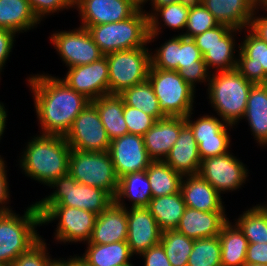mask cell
Instances as JSON below:
<instances>
[{
    "label": "cell",
    "instance_id": "obj_1",
    "mask_svg": "<svg viewBox=\"0 0 267 266\" xmlns=\"http://www.w3.org/2000/svg\"><path fill=\"white\" fill-rule=\"evenodd\" d=\"M42 135L65 136L75 118L91 101L61 78L37 74L28 79Z\"/></svg>",
    "mask_w": 267,
    "mask_h": 266
},
{
    "label": "cell",
    "instance_id": "obj_2",
    "mask_svg": "<svg viewBox=\"0 0 267 266\" xmlns=\"http://www.w3.org/2000/svg\"><path fill=\"white\" fill-rule=\"evenodd\" d=\"M29 141L20 159L25 176L48 186L68 174L71 147L64 136L38 135Z\"/></svg>",
    "mask_w": 267,
    "mask_h": 266
},
{
    "label": "cell",
    "instance_id": "obj_3",
    "mask_svg": "<svg viewBox=\"0 0 267 266\" xmlns=\"http://www.w3.org/2000/svg\"><path fill=\"white\" fill-rule=\"evenodd\" d=\"M252 85L236 69L210 74L209 101L224 122L234 126L242 120Z\"/></svg>",
    "mask_w": 267,
    "mask_h": 266
},
{
    "label": "cell",
    "instance_id": "obj_4",
    "mask_svg": "<svg viewBox=\"0 0 267 266\" xmlns=\"http://www.w3.org/2000/svg\"><path fill=\"white\" fill-rule=\"evenodd\" d=\"M48 186L56 187V190L35 203L41 217L52 206L74 207L99 215L114 202L108 192L78 183L69 173L53 180Z\"/></svg>",
    "mask_w": 267,
    "mask_h": 266
},
{
    "label": "cell",
    "instance_id": "obj_5",
    "mask_svg": "<svg viewBox=\"0 0 267 266\" xmlns=\"http://www.w3.org/2000/svg\"><path fill=\"white\" fill-rule=\"evenodd\" d=\"M25 214L19 216L12 210L0 214V263L11 265L21 254L28 251L42 237L37 226H42L41 215L33 203Z\"/></svg>",
    "mask_w": 267,
    "mask_h": 266
},
{
    "label": "cell",
    "instance_id": "obj_6",
    "mask_svg": "<svg viewBox=\"0 0 267 266\" xmlns=\"http://www.w3.org/2000/svg\"><path fill=\"white\" fill-rule=\"evenodd\" d=\"M145 11L138 9L126 20L89 26L87 30L104 56L120 50L146 47L149 43V23Z\"/></svg>",
    "mask_w": 267,
    "mask_h": 266
},
{
    "label": "cell",
    "instance_id": "obj_7",
    "mask_svg": "<svg viewBox=\"0 0 267 266\" xmlns=\"http://www.w3.org/2000/svg\"><path fill=\"white\" fill-rule=\"evenodd\" d=\"M68 173L78 182L108 192L115 198L119 178L109 151H80L71 149Z\"/></svg>",
    "mask_w": 267,
    "mask_h": 266
},
{
    "label": "cell",
    "instance_id": "obj_8",
    "mask_svg": "<svg viewBox=\"0 0 267 266\" xmlns=\"http://www.w3.org/2000/svg\"><path fill=\"white\" fill-rule=\"evenodd\" d=\"M148 80L158 99L159 108L165 116L186 117L193 111V89L178 71L161 70L150 66Z\"/></svg>",
    "mask_w": 267,
    "mask_h": 266
},
{
    "label": "cell",
    "instance_id": "obj_9",
    "mask_svg": "<svg viewBox=\"0 0 267 266\" xmlns=\"http://www.w3.org/2000/svg\"><path fill=\"white\" fill-rule=\"evenodd\" d=\"M149 49H126L105 55L108 62L109 94H121L125 89L148 79L151 66Z\"/></svg>",
    "mask_w": 267,
    "mask_h": 266
},
{
    "label": "cell",
    "instance_id": "obj_10",
    "mask_svg": "<svg viewBox=\"0 0 267 266\" xmlns=\"http://www.w3.org/2000/svg\"><path fill=\"white\" fill-rule=\"evenodd\" d=\"M237 31L241 32V30L220 24L192 38L200 50L208 70L216 67V71L223 72L237 68L238 58L234 54L236 47L234 36Z\"/></svg>",
    "mask_w": 267,
    "mask_h": 266
},
{
    "label": "cell",
    "instance_id": "obj_11",
    "mask_svg": "<svg viewBox=\"0 0 267 266\" xmlns=\"http://www.w3.org/2000/svg\"><path fill=\"white\" fill-rule=\"evenodd\" d=\"M64 138L71 149L91 152L109 151L111 142L92 102L75 118Z\"/></svg>",
    "mask_w": 267,
    "mask_h": 266
},
{
    "label": "cell",
    "instance_id": "obj_12",
    "mask_svg": "<svg viewBox=\"0 0 267 266\" xmlns=\"http://www.w3.org/2000/svg\"><path fill=\"white\" fill-rule=\"evenodd\" d=\"M97 214L83 209L52 206L42 217V224L58 221L55 238L57 242H88L91 238ZM59 219V220H58Z\"/></svg>",
    "mask_w": 267,
    "mask_h": 266
},
{
    "label": "cell",
    "instance_id": "obj_13",
    "mask_svg": "<svg viewBox=\"0 0 267 266\" xmlns=\"http://www.w3.org/2000/svg\"><path fill=\"white\" fill-rule=\"evenodd\" d=\"M50 40L68 68L90 64L104 56L87 28L82 26L71 31H56Z\"/></svg>",
    "mask_w": 267,
    "mask_h": 266
},
{
    "label": "cell",
    "instance_id": "obj_14",
    "mask_svg": "<svg viewBox=\"0 0 267 266\" xmlns=\"http://www.w3.org/2000/svg\"><path fill=\"white\" fill-rule=\"evenodd\" d=\"M246 168L229 151L201 160L199 174L221 194L237 190L245 183L249 171Z\"/></svg>",
    "mask_w": 267,
    "mask_h": 266
},
{
    "label": "cell",
    "instance_id": "obj_15",
    "mask_svg": "<svg viewBox=\"0 0 267 266\" xmlns=\"http://www.w3.org/2000/svg\"><path fill=\"white\" fill-rule=\"evenodd\" d=\"M192 114V112L189 113L185 117V121L194 133L200 159L203 160L229 152L231 140L228 127L232 128L234 126L223 120L220 121L213 115L200 116L197 120L192 121L190 119Z\"/></svg>",
    "mask_w": 267,
    "mask_h": 266
},
{
    "label": "cell",
    "instance_id": "obj_16",
    "mask_svg": "<svg viewBox=\"0 0 267 266\" xmlns=\"http://www.w3.org/2000/svg\"><path fill=\"white\" fill-rule=\"evenodd\" d=\"M62 80L90 101L109 94V73L106 56L86 65L68 68Z\"/></svg>",
    "mask_w": 267,
    "mask_h": 266
},
{
    "label": "cell",
    "instance_id": "obj_17",
    "mask_svg": "<svg viewBox=\"0 0 267 266\" xmlns=\"http://www.w3.org/2000/svg\"><path fill=\"white\" fill-rule=\"evenodd\" d=\"M109 154L118 178L125 174L145 171L152 162L143 136L125 134L110 142Z\"/></svg>",
    "mask_w": 267,
    "mask_h": 266
},
{
    "label": "cell",
    "instance_id": "obj_18",
    "mask_svg": "<svg viewBox=\"0 0 267 266\" xmlns=\"http://www.w3.org/2000/svg\"><path fill=\"white\" fill-rule=\"evenodd\" d=\"M75 7L85 28L126 20L138 10L130 0H74Z\"/></svg>",
    "mask_w": 267,
    "mask_h": 266
},
{
    "label": "cell",
    "instance_id": "obj_19",
    "mask_svg": "<svg viewBox=\"0 0 267 266\" xmlns=\"http://www.w3.org/2000/svg\"><path fill=\"white\" fill-rule=\"evenodd\" d=\"M127 227V244L132 255H140L160 243L162 230L147 207L127 210Z\"/></svg>",
    "mask_w": 267,
    "mask_h": 266
},
{
    "label": "cell",
    "instance_id": "obj_20",
    "mask_svg": "<svg viewBox=\"0 0 267 266\" xmlns=\"http://www.w3.org/2000/svg\"><path fill=\"white\" fill-rule=\"evenodd\" d=\"M239 51L236 70L253 84H264L267 78V43L250 28Z\"/></svg>",
    "mask_w": 267,
    "mask_h": 266
},
{
    "label": "cell",
    "instance_id": "obj_21",
    "mask_svg": "<svg viewBox=\"0 0 267 266\" xmlns=\"http://www.w3.org/2000/svg\"><path fill=\"white\" fill-rule=\"evenodd\" d=\"M185 124L184 117L166 116L158 119L143 135L145 148L152 161L166 159Z\"/></svg>",
    "mask_w": 267,
    "mask_h": 266
},
{
    "label": "cell",
    "instance_id": "obj_22",
    "mask_svg": "<svg viewBox=\"0 0 267 266\" xmlns=\"http://www.w3.org/2000/svg\"><path fill=\"white\" fill-rule=\"evenodd\" d=\"M227 221L225 211H200L186 207L175 230L193 240L217 237Z\"/></svg>",
    "mask_w": 267,
    "mask_h": 266
},
{
    "label": "cell",
    "instance_id": "obj_23",
    "mask_svg": "<svg viewBox=\"0 0 267 266\" xmlns=\"http://www.w3.org/2000/svg\"><path fill=\"white\" fill-rule=\"evenodd\" d=\"M127 209L113 202L107 209L97 215L88 244H111L127 241Z\"/></svg>",
    "mask_w": 267,
    "mask_h": 266
},
{
    "label": "cell",
    "instance_id": "obj_24",
    "mask_svg": "<svg viewBox=\"0 0 267 266\" xmlns=\"http://www.w3.org/2000/svg\"><path fill=\"white\" fill-rule=\"evenodd\" d=\"M219 24L243 30L250 27L252 16L259 5L254 0H199Z\"/></svg>",
    "mask_w": 267,
    "mask_h": 266
},
{
    "label": "cell",
    "instance_id": "obj_25",
    "mask_svg": "<svg viewBox=\"0 0 267 266\" xmlns=\"http://www.w3.org/2000/svg\"><path fill=\"white\" fill-rule=\"evenodd\" d=\"M174 171L186 175L199 174L201 159L191 127L186 123L164 160Z\"/></svg>",
    "mask_w": 267,
    "mask_h": 266
},
{
    "label": "cell",
    "instance_id": "obj_26",
    "mask_svg": "<svg viewBox=\"0 0 267 266\" xmlns=\"http://www.w3.org/2000/svg\"><path fill=\"white\" fill-rule=\"evenodd\" d=\"M180 191L186 207L200 211H225L220 193L200 174L183 176Z\"/></svg>",
    "mask_w": 267,
    "mask_h": 266
},
{
    "label": "cell",
    "instance_id": "obj_27",
    "mask_svg": "<svg viewBox=\"0 0 267 266\" xmlns=\"http://www.w3.org/2000/svg\"><path fill=\"white\" fill-rule=\"evenodd\" d=\"M209 72L195 41L179 34V75L195 89L197 82H209Z\"/></svg>",
    "mask_w": 267,
    "mask_h": 266
},
{
    "label": "cell",
    "instance_id": "obj_28",
    "mask_svg": "<svg viewBox=\"0 0 267 266\" xmlns=\"http://www.w3.org/2000/svg\"><path fill=\"white\" fill-rule=\"evenodd\" d=\"M242 119L249 122L257 143L267 146V87L264 84L252 85Z\"/></svg>",
    "mask_w": 267,
    "mask_h": 266
},
{
    "label": "cell",
    "instance_id": "obj_29",
    "mask_svg": "<svg viewBox=\"0 0 267 266\" xmlns=\"http://www.w3.org/2000/svg\"><path fill=\"white\" fill-rule=\"evenodd\" d=\"M100 115L110 140L128 134L124 119V100L118 94H108L91 101Z\"/></svg>",
    "mask_w": 267,
    "mask_h": 266
},
{
    "label": "cell",
    "instance_id": "obj_30",
    "mask_svg": "<svg viewBox=\"0 0 267 266\" xmlns=\"http://www.w3.org/2000/svg\"><path fill=\"white\" fill-rule=\"evenodd\" d=\"M40 22L28 0H0V28L20 33L31 30Z\"/></svg>",
    "mask_w": 267,
    "mask_h": 266
},
{
    "label": "cell",
    "instance_id": "obj_31",
    "mask_svg": "<svg viewBox=\"0 0 267 266\" xmlns=\"http://www.w3.org/2000/svg\"><path fill=\"white\" fill-rule=\"evenodd\" d=\"M132 202L131 207H147L152 199L149 180L146 170L142 172L128 173L119 178L118 191L114 198V202L125 208L123 200Z\"/></svg>",
    "mask_w": 267,
    "mask_h": 266
},
{
    "label": "cell",
    "instance_id": "obj_32",
    "mask_svg": "<svg viewBox=\"0 0 267 266\" xmlns=\"http://www.w3.org/2000/svg\"><path fill=\"white\" fill-rule=\"evenodd\" d=\"M162 231L174 230L184 214L186 204L181 191L152 198L147 206Z\"/></svg>",
    "mask_w": 267,
    "mask_h": 266
},
{
    "label": "cell",
    "instance_id": "obj_33",
    "mask_svg": "<svg viewBox=\"0 0 267 266\" xmlns=\"http://www.w3.org/2000/svg\"><path fill=\"white\" fill-rule=\"evenodd\" d=\"M221 245V266H244L248 240L238 226L228 220L218 235Z\"/></svg>",
    "mask_w": 267,
    "mask_h": 266
},
{
    "label": "cell",
    "instance_id": "obj_34",
    "mask_svg": "<svg viewBox=\"0 0 267 266\" xmlns=\"http://www.w3.org/2000/svg\"><path fill=\"white\" fill-rule=\"evenodd\" d=\"M87 250L81 258L89 266H121L133 265L127 241L114 242L111 244H87Z\"/></svg>",
    "mask_w": 267,
    "mask_h": 266
},
{
    "label": "cell",
    "instance_id": "obj_35",
    "mask_svg": "<svg viewBox=\"0 0 267 266\" xmlns=\"http://www.w3.org/2000/svg\"><path fill=\"white\" fill-rule=\"evenodd\" d=\"M189 9L190 1H185L161 6L156 8L153 13L146 12L149 23V43L154 41L161 32V24L158 22L160 17L163 19L164 25L172 28V30L184 29L186 28Z\"/></svg>",
    "mask_w": 267,
    "mask_h": 266
},
{
    "label": "cell",
    "instance_id": "obj_36",
    "mask_svg": "<svg viewBox=\"0 0 267 266\" xmlns=\"http://www.w3.org/2000/svg\"><path fill=\"white\" fill-rule=\"evenodd\" d=\"M152 198L180 192L183 175L165 161H152L146 169Z\"/></svg>",
    "mask_w": 267,
    "mask_h": 266
},
{
    "label": "cell",
    "instance_id": "obj_37",
    "mask_svg": "<svg viewBox=\"0 0 267 266\" xmlns=\"http://www.w3.org/2000/svg\"><path fill=\"white\" fill-rule=\"evenodd\" d=\"M119 95L123 98L126 105L142 110L144 113L153 116L156 120L166 117L159 108L158 99L148 79L125 89Z\"/></svg>",
    "mask_w": 267,
    "mask_h": 266
},
{
    "label": "cell",
    "instance_id": "obj_38",
    "mask_svg": "<svg viewBox=\"0 0 267 266\" xmlns=\"http://www.w3.org/2000/svg\"><path fill=\"white\" fill-rule=\"evenodd\" d=\"M266 205V206H265ZM256 205L235 220L248 243H267V204Z\"/></svg>",
    "mask_w": 267,
    "mask_h": 266
},
{
    "label": "cell",
    "instance_id": "obj_39",
    "mask_svg": "<svg viewBox=\"0 0 267 266\" xmlns=\"http://www.w3.org/2000/svg\"><path fill=\"white\" fill-rule=\"evenodd\" d=\"M160 244L172 266H187L194 240L174 230L162 231Z\"/></svg>",
    "mask_w": 267,
    "mask_h": 266
},
{
    "label": "cell",
    "instance_id": "obj_40",
    "mask_svg": "<svg viewBox=\"0 0 267 266\" xmlns=\"http://www.w3.org/2000/svg\"><path fill=\"white\" fill-rule=\"evenodd\" d=\"M187 266H221L219 236L194 240Z\"/></svg>",
    "mask_w": 267,
    "mask_h": 266
},
{
    "label": "cell",
    "instance_id": "obj_41",
    "mask_svg": "<svg viewBox=\"0 0 267 266\" xmlns=\"http://www.w3.org/2000/svg\"><path fill=\"white\" fill-rule=\"evenodd\" d=\"M218 25L220 24L216 18L199 0L190 1V9L185 28L187 31L181 35L187 38H193Z\"/></svg>",
    "mask_w": 267,
    "mask_h": 266
},
{
    "label": "cell",
    "instance_id": "obj_42",
    "mask_svg": "<svg viewBox=\"0 0 267 266\" xmlns=\"http://www.w3.org/2000/svg\"><path fill=\"white\" fill-rule=\"evenodd\" d=\"M151 52V67L161 70L178 71L179 62V35L165 41L159 49Z\"/></svg>",
    "mask_w": 267,
    "mask_h": 266
},
{
    "label": "cell",
    "instance_id": "obj_43",
    "mask_svg": "<svg viewBox=\"0 0 267 266\" xmlns=\"http://www.w3.org/2000/svg\"><path fill=\"white\" fill-rule=\"evenodd\" d=\"M124 119L128 127V133L143 136L157 121L153 116L142 110L130 107L124 103Z\"/></svg>",
    "mask_w": 267,
    "mask_h": 266
},
{
    "label": "cell",
    "instance_id": "obj_44",
    "mask_svg": "<svg viewBox=\"0 0 267 266\" xmlns=\"http://www.w3.org/2000/svg\"><path fill=\"white\" fill-rule=\"evenodd\" d=\"M48 247L41 238L28 251L21 253L11 264V266H47L52 260L48 256Z\"/></svg>",
    "mask_w": 267,
    "mask_h": 266
},
{
    "label": "cell",
    "instance_id": "obj_45",
    "mask_svg": "<svg viewBox=\"0 0 267 266\" xmlns=\"http://www.w3.org/2000/svg\"><path fill=\"white\" fill-rule=\"evenodd\" d=\"M34 14L41 21L45 15L74 7V0H28Z\"/></svg>",
    "mask_w": 267,
    "mask_h": 266
},
{
    "label": "cell",
    "instance_id": "obj_46",
    "mask_svg": "<svg viewBox=\"0 0 267 266\" xmlns=\"http://www.w3.org/2000/svg\"><path fill=\"white\" fill-rule=\"evenodd\" d=\"M144 258V266H172L169 262L165 250L159 243L140 254Z\"/></svg>",
    "mask_w": 267,
    "mask_h": 266
},
{
    "label": "cell",
    "instance_id": "obj_47",
    "mask_svg": "<svg viewBox=\"0 0 267 266\" xmlns=\"http://www.w3.org/2000/svg\"><path fill=\"white\" fill-rule=\"evenodd\" d=\"M16 33L11 30L0 28V72L12 51ZM1 74V73H0Z\"/></svg>",
    "mask_w": 267,
    "mask_h": 266
},
{
    "label": "cell",
    "instance_id": "obj_48",
    "mask_svg": "<svg viewBox=\"0 0 267 266\" xmlns=\"http://www.w3.org/2000/svg\"><path fill=\"white\" fill-rule=\"evenodd\" d=\"M6 165H5V161L4 159L1 157L0 155V214L6 213L11 211L12 209H10L8 205V201L9 200V183L7 181V170L5 169ZM7 203V205H6Z\"/></svg>",
    "mask_w": 267,
    "mask_h": 266
},
{
    "label": "cell",
    "instance_id": "obj_49",
    "mask_svg": "<svg viewBox=\"0 0 267 266\" xmlns=\"http://www.w3.org/2000/svg\"><path fill=\"white\" fill-rule=\"evenodd\" d=\"M246 264L267 265V243H249Z\"/></svg>",
    "mask_w": 267,
    "mask_h": 266
},
{
    "label": "cell",
    "instance_id": "obj_50",
    "mask_svg": "<svg viewBox=\"0 0 267 266\" xmlns=\"http://www.w3.org/2000/svg\"><path fill=\"white\" fill-rule=\"evenodd\" d=\"M267 11V8H263V10ZM252 16V20L250 23V29L258 36L260 37L264 42L267 43V16L264 17L261 15V17H258L255 15ZM256 16V17H255Z\"/></svg>",
    "mask_w": 267,
    "mask_h": 266
},
{
    "label": "cell",
    "instance_id": "obj_51",
    "mask_svg": "<svg viewBox=\"0 0 267 266\" xmlns=\"http://www.w3.org/2000/svg\"><path fill=\"white\" fill-rule=\"evenodd\" d=\"M149 1L151 2V5H152V9H153L151 11L152 13L156 8H159L164 5L174 4L178 2H185V1H195V0H149Z\"/></svg>",
    "mask_w": 267,
    "mask_h": 266
},
{
    "label": "cell",
    "instance_id": "obj_52",
    "mask_svg": "<svg viewBox=\"0 0 267 266\" xmlns=\"http://www.w3.org/2000/svg\"><path fill=\"white\" fill-rule=\"evenodd\" d=\"M7 118V112L6 109L4 107V104L0 103V140H1V136L3 135L4 131H5V127H6V119Z\"/></svg>",
    "mask_w": 267,
    "mask_h": 266
},
{
    "label": "cell",
    "instance_id": "obj_53",
    "mask_svg": "<svg viewBox=\"0 0 267 266\" xmlns=\"http://www.w3.org/2000/svg\"><path fill=\"white\" fill-rule=\"evenodd\" d=\"M74 256L68 259V266H89L80 256Z\"/></svg>",
    "mask_w": 267,
    "mask_h": 266
},
{
    "label": "cell",
    "instance_id": "obj_54",
    "mask_svg": "<svg viewBox=\"0 0 267 266\" xmlns=\"http://www.w3.org/2000/svg\"><path fill=\"white\" fill-rule=\"evenodd\" d=\"M47 266H68V260H59L53 259L49 262Z\"/></svg>",
    "mask_w": 267,
    "mask_h": 266
},
{
    "label": "cell",
    "instance_id": "obj_55",
    "mask_svg": "<svg viewBox=\"0 0 267 266\" xmlns=\"http://www.w3.org/2000/svg\"><path fill=\"white\" fill-rule=\"evenodd\" d=\"M138 9L143 8V4L146 3L148 0H130Z\"/></svg>",
    "mask_w": 267,
    "mask_h": 266
},
{
    "label": "cell",
    "instance_id": "obj_56",
    "mask_svg": "<svg viewBox=\"0 0 267 266\" xmlns=\"http://www.w3.org/2000/svg\"><path fill=\"white\" fill-rule=\"evenodd\" d=\"M244 266H267L265 264H245Z\"/></svg>",
    "mask_w": 267,
    "mask_h": 266
},
{
    "label": "cell",
    "instance_id": "obj_57",
    "mask_svg": "<svg viewBox=\"0 0 267 266\" xmlns=\"http://www.w3.org/2000/svg\"><path fill=\"white\" fill-rule=\"evenodd\" d=\"M259 6H261L266 0H254Z\"/></svg>",
    "mask_w": 267,
    "mask_h": 266
},
{
    "label": "cell",
    "instance_id": "obj_58",
    "mask_svg": "<svg viewBox=\"0 0 267 266\" xmlns=\"http://www.w3.org/2000/svg\"><path fill=\"white\" fill-rule=\"evenodd\" d=\"M260 8H261V9H262V8H267V0L261 5Z\"/></svg>",
    "mask_w": 267,
    "mask_h": 266
},
{
    "label": "cell",
    "instance_id": "obj_59",
    "mask_svg": "<svg viewBox=\"0 0 267 266\" xmlns=\"http://www.w3.org/2000/svg\"><path fill=\"white\" fill-rule=\"evenodd\" d=\"M0 266H11V265H6V264L0 263Z\"/></svg>",
    "mask_w": 267,
    "mask_h": 266
},
{
    "label": "cell",
    "instance_id": "obj_60",
    "mask_svg": "<svg viewBox=\"0 0 267 266\" xmlns=\"http://www.w3.org/2000/svg\"><path fill=\"white\" fill-rule=\"evenodd\" d=\"M264 85L267 87V78H266V81H265Z\"/></svg>",
    "mask_w": 267,
    "mask_h": 266
}]
</instances>
